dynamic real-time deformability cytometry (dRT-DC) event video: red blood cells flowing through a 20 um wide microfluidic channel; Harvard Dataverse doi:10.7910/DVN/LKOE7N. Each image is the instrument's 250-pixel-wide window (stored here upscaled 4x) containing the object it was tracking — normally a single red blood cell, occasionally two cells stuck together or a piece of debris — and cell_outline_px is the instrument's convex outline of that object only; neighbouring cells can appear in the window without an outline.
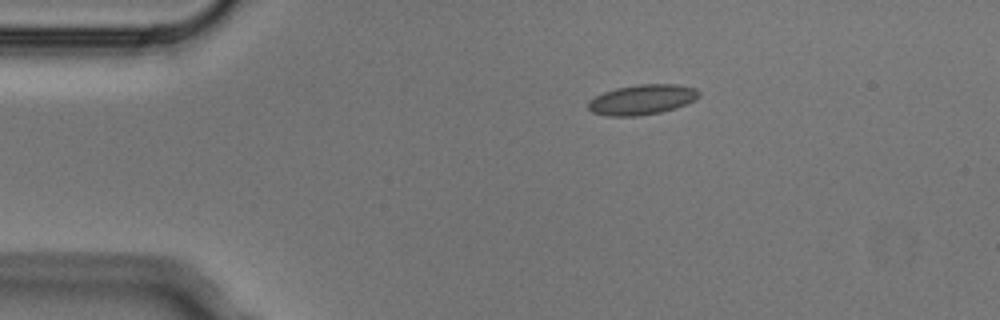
{"species": "Egyptian fruit bat (a non-hibernating species)", "species_latin": "Rousettus aegyptiacus", "temperature_condition": "cold", "stored_images_in_passage": 2, "camera_frame_rate_fps": 3000, "um_per_image_px": 0.085, "animal": {"sex": "male"}, "frame": {"image": 1, "passage_image": 1, "time_ms": 0.0, "image_size_px": [1000, 320], "cell_outline_px": [[700, 96], [696, 100], [676, 108], [660, 112], [640, 116], [608, 116], [592, 112], [588, 108], [588, 100], [604, 92], [616, 88], [640, 84], [676, 84], [696, 88], [700, 92]], "centroid_in_image_um": [54.6, 8.47], "position_along_channel_um": 30.4, "area_um2": 19.54}}